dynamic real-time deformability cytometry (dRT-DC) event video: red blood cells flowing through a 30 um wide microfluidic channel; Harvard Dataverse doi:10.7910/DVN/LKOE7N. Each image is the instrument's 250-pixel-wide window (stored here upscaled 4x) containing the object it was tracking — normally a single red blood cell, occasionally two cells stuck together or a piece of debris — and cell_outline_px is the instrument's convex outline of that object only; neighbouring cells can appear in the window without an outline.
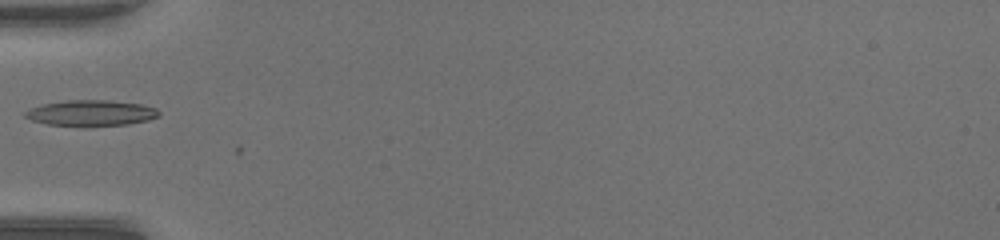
{"species": "common noctule bat (a hibernating species)", "species_latin": "Nyctalus noctula", "temperature_condition": "warm", "stored_images_in_passage": 5, "camera_frame_rate_fps": 3000, "um_per_image_px": 0.085, "animal": {"sex": "female", "body_mass_g": 17.0, "forearm_length_mm": 48.0}, "frame": {"image": 1, "passage_image": 3, "time_ms": 0.667, "image_size_px": [1000, 240], "cell_outline_px": [[160, 116], [148, 120], [128, 124], [84, 128], [48, 124], [32, 120], [24, 116], [24, 112], [32, 108], [44, 104], [68, 100], [108, 100], [140, 104], [156, 108], [160, 112]], "centroid_in_image_um": [7.76, 9.63], "position_along_channel_um": 77.2, "area_um2": 20.46}}